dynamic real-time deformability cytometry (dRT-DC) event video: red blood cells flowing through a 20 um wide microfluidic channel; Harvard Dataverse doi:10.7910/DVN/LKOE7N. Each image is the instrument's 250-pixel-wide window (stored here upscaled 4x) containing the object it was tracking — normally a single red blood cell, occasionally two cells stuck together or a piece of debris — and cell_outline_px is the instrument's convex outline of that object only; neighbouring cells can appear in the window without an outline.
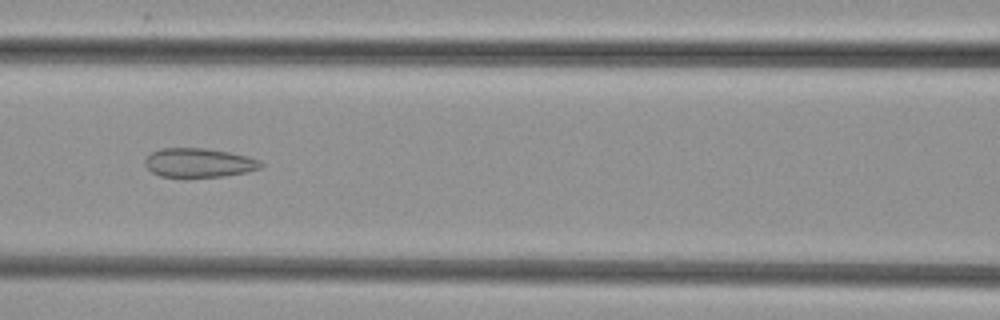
{"species": "common noctule bat (a hibernating species)", "species_latin": "Nyctalus noctula", "temperature_condition": "cold", "stored_images_in_passage": 51, "camera_frame_rate_fps": 3000, "um_per_image_px": 0.085, "animal": {"sex": "female", "body_mass_g": 29.2, "forearm_length_mm": 56.3}, "frame": {"image": 1, "passage_image": 23, "time_ms": 7.333, "image_size_px": [1000, 320], "cell_outline_px": [[264, 164], [260, 168], [248, 172], [224, 176], [184, 180], [160, 176], [152, 172], [144, 164], [144, 160], [152, 152], [160, 148], [208, 148], [228, 152], [260, 160]], "centroid_in_image_um": [16.87, 13.88], "position_along_channel_um": 149.7, "area_um2": 20.35}}
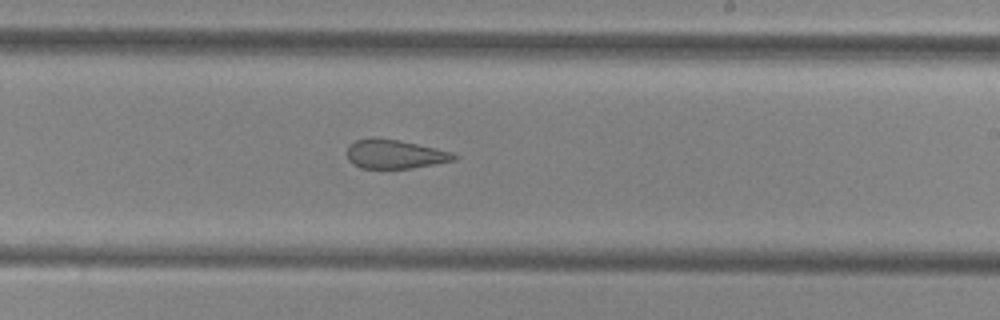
{"frame": {"image": 2, "passage_image": 31, "time_ms": 10.0, "image_size_px": [1000, 320], "cell_outline_px": [[460, 156], [456, 160], [412, 168], [360, 168], [352, 164], [348, 160], [348, 148], [356, 140], [396, 140], [436, 148], [452, 152]], "centroid_in_image_um": [33.63, 13.15], "position_along_channel_um": 255.4, "area_um2": 17.46}}
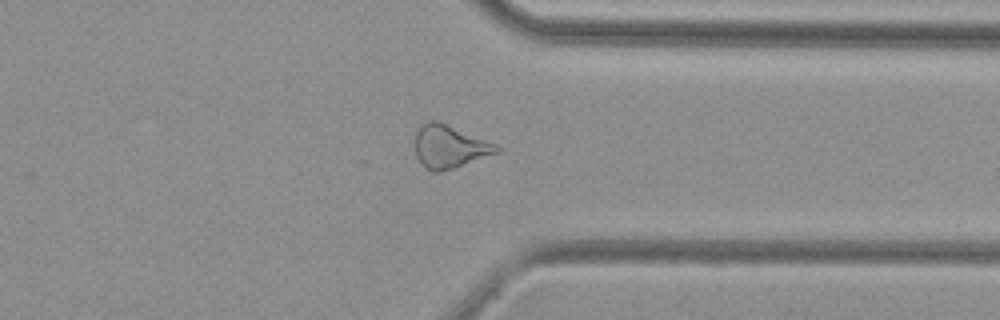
{"frame": {"image": 3, "passage_image": 40, "time_ms": 13.0, "image_size_px": [1000, 320], "cell_outline_px": [[500, 148], [496, 152], [452, 168], [440, 172], [432, 172], [420, 164], [416, 156], [416, 128], [428, 120], [440, 120], [496, 144]], "centroid_in_image_um": [38.14, 12.43], "position_along_channel_um": 373.3, "area_um2": 20.29}}